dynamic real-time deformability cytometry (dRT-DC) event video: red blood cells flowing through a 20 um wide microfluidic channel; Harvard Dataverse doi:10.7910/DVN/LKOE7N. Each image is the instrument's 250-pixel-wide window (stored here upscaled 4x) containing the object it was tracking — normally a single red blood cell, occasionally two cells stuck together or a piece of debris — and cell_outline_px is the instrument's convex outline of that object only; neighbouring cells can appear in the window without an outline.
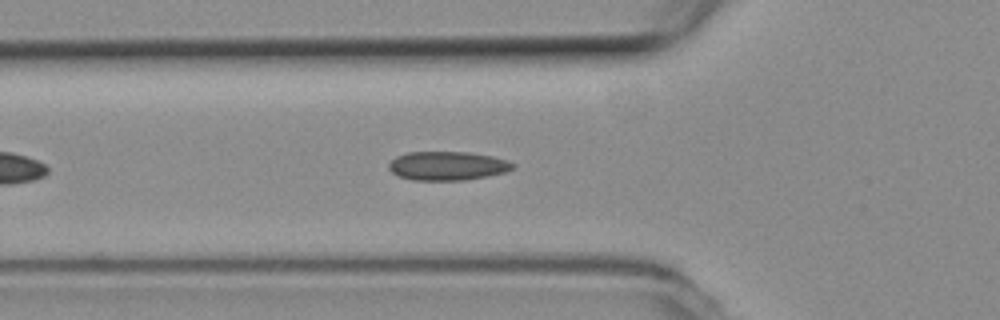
{"species": "common noctule bat (a hibernating species)", "species_latin": "Nyctalus noctula", "temperature_condition": "room temperature", "stored_images_in_passage": 29, "camera_frame_rate_fps": 3000, "um_per_image_px": 0.085, "animal": {"sex": "female", "body_mass_g": 19.3, "forearm_length_mm": 54.1}, "frame": {"image": 1, "passage_image": 8, "time_ms": 2.333, "image_size_px": [1000, 320], "cell_outline_px": [[516, 168], [504, 172], [488, 176], [464, 180], [412, 180], [400, 176], [392, 172], [388, 168], [388, 164], [396, 156], [408, 152], [468, 152], [492, 156], [508, 160], [516, 164]], "centroid_in_image_um": [38.06, 14.09], "position_along_channel_um": 87.7, "area_um2": 20.92}}
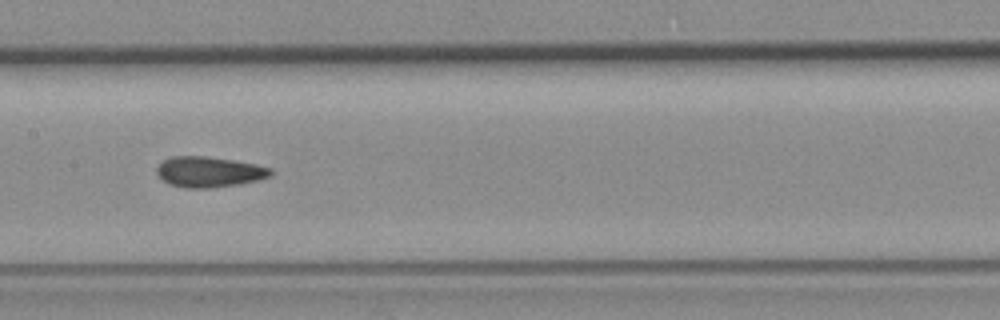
{"frame": {"image": 2, "passage_image": 16, "time_ms": 5.0, "image_size_px": [1000, 320], "cell_outline_px": [[272, 176], [240, 184], [208, 188], [184, 188], [168, 184], [156, 172], [156, 168], [164, 160], [172, 156], [204, 156], [232, 160], [256, 164], [272, 168]], "centroid_in_image_um": [17.78, 14.61], "position_along_channel_um": 189.6, "area_um2": 20.23}}
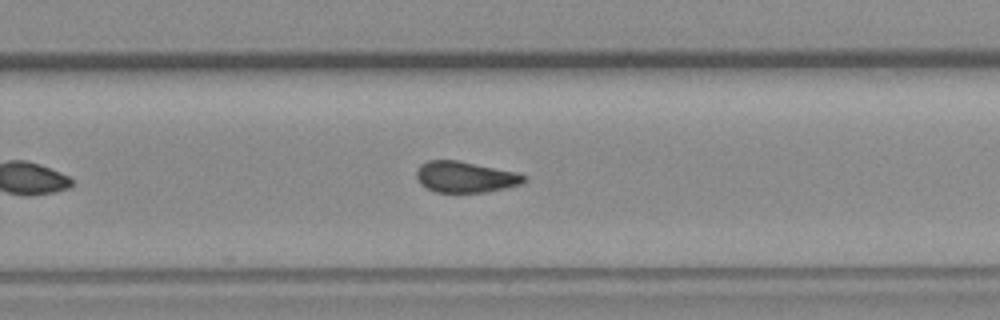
{"frame": {"image": 3, "passage_image": 24, "time_ms": 7.667, "image_size_px": [1000, 320], "cell_outline_px": [[528, 180], [524, 184], [484, 192], [436, 192], [420, 184], [416, 176], [416, 172], [420, 164], [428, 160], [456, 160], [516, 172], [528, 176]], "centroid_in_image_um": [39.57, 15.04], "position_along_channel_um": 290.2, "area_um2": 19.48}}